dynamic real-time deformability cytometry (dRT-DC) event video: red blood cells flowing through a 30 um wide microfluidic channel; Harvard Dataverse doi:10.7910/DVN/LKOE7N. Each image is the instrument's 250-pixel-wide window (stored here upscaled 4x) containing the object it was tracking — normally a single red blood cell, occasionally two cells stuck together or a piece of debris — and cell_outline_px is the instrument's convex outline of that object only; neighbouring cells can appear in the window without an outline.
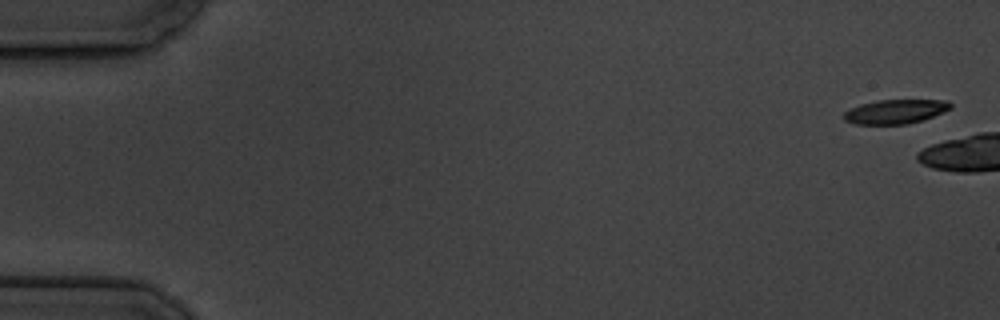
{"species": "common noctule bat (a hibernating species)", "species_latin": "Nyctalus noctula", "temperature_condition": "cold", "stored_images_in_passage": 2, "camera_frame_rate_fps": 3000, "um_per_image_px": 0.085, "animal": {"sex": "male", "body_mass_g": 19.5, "forearm_length_mm": 54.6}, "frame": {"image": 1, "passage_image": 1, "time_ms": 0.0, "image_size_px": [1000, 320], "cell_outline_px": [[952, 108], [924, 120], [908, 124], [852, 124], [844, 120], [844, 112], [860, 104], [880, 100], [948, 100], [952, 104]], "centroid_in_image_um": [76.13, 9.49], "position_along_channel_um": 8.9, "area_um2": 15.09}}